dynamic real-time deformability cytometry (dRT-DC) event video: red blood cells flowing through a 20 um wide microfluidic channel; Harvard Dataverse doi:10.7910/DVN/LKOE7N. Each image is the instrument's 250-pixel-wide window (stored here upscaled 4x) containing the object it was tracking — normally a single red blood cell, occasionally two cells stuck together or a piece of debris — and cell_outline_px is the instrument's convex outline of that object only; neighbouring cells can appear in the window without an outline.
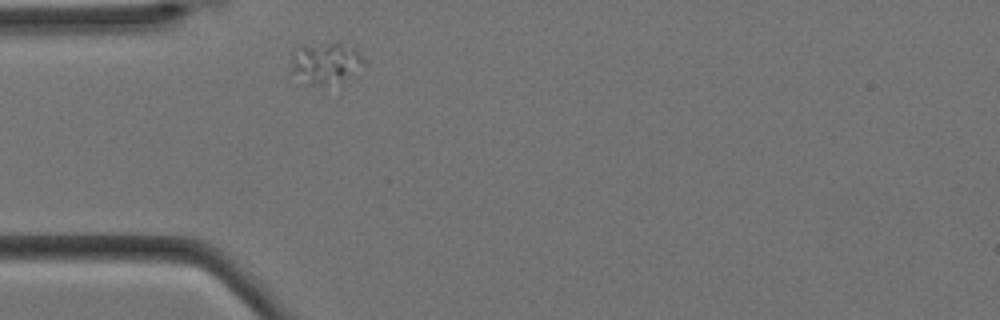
{"species": "Egyptian fruit bat (a non-hibernating species)", "species_latin": "Rousettus aegyptiacus", "temperature_condition": "cold", "stored_images_in_passage": 1, "camera_frame_rate_fps": 3000, "um_per_image_px": 0.085, "animal": {"sex": "female"}, "frame": {"image": 1, "passage_image": 1, "time_ms": 0.0, "image_size_px": [1000, 320], "cell_outline_px": [[364, 64], [340, 84], [316, 84], [292, 68], [292, 52], [300, 44], [340, 40], [356, 48]], "centroid_in_image_um": [27.75, 5.23], "position_along_channel_um": 57.3, "area_um2": 17.34}}